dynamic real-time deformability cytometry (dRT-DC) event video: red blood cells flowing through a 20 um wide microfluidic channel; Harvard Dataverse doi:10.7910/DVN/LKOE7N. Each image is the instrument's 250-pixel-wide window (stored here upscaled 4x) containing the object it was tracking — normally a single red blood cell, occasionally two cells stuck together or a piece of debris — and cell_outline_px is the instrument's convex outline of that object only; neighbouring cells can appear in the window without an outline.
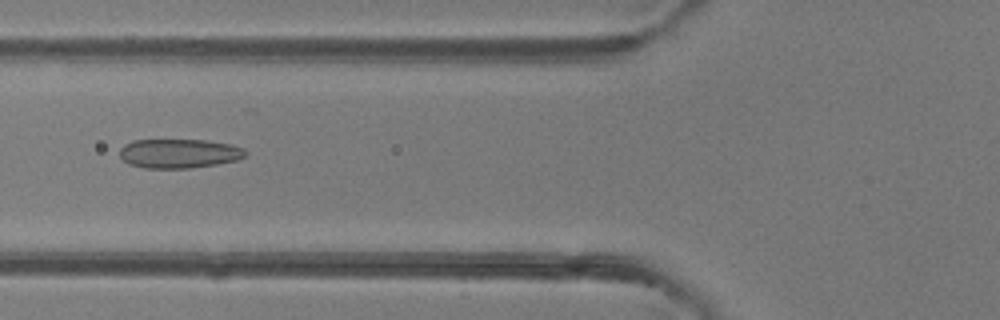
{"species": "common noctule bat (a hibernating species)", "species_latin": "Nyctalus noctula", "temperature_condition": "room temperature", "stored_images_in_passage": 49, "camera_frame_rate_fps": 3000, "um_per_image_px": 0.085, "animal": {"sex": "female"}, "frame": {"image": 1, "passage_image": 19, "time_ms": 6.0, "image_size_px": [1000, 320], "cell_outline_px": [[248, 152], [244, 156], [236, 160], [216, 164], [188, 168], [144, 168], [128, 164], [120, 156], [120, 148], [124, 144], [132, 140], [204, 140], [232, 144], [244, 148]], "centroid_in_image_um": [15.21, 13.04], "position_along_channel_um": 110.6, "area_um2": 21.44}}
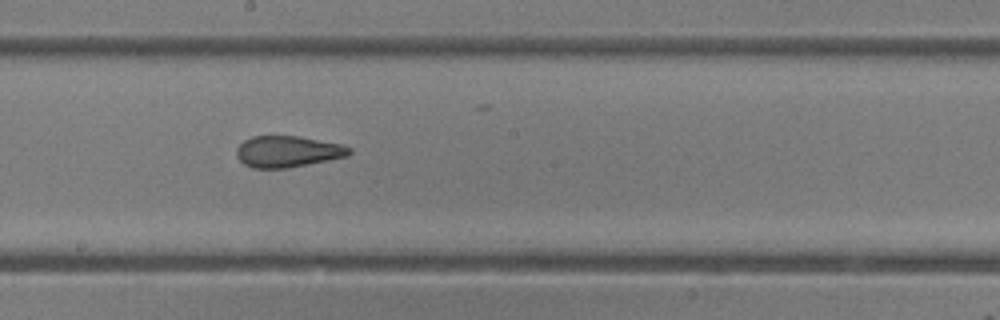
{"frame": {"image": 2, "passage_image": 27, "time_ms": 8.667, "image_size_px": [1000, 320], "cell_outline_px": [[352, 152], [348, 156], [288, 168], [252, 168], [244, 164], [236, 156], [236, 148], [244, 140], [252, 136], [300, 136], [340, 144], [352, 148]], "centroid_in_image_um": [24.44, 12.88], "position_along_channel_um": 223.8, "area_um2": 20.63}}
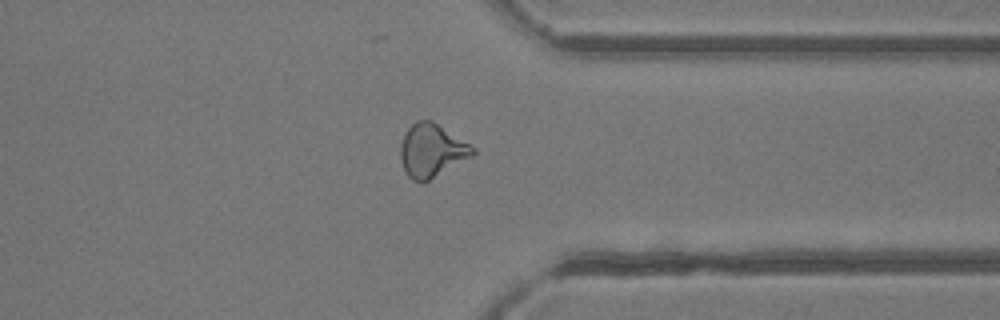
{"frame": {"image": 3, "passage_image": 38, "time_ms": 12.333, "image_size_px": [1000, 320], "cell_outline_px": [[476, 152], [472, 156], [428, 180], [420, 184], [412, 180], [404, 172], [400, 160], [400, 144], [408, 128], [416, 120], [432, 120], [472, 144], [476, 148]], "centroid_in_image_um": [36.69, 12.79], "position_along_channel_um": 374.7, "area_um2": 22.6}, "authors_computed_cell_mechanics": {"area_um2": 22.5998, "velocity_mm_per_s": 4.2285, "shape_relaxation_time_tau1_ms": 9.1675, "shape_relaxation_time_tau2_ms": 1.141, "deformation_change_tau1": 0.1953, "deformation_change_tau2": 0.0828}}